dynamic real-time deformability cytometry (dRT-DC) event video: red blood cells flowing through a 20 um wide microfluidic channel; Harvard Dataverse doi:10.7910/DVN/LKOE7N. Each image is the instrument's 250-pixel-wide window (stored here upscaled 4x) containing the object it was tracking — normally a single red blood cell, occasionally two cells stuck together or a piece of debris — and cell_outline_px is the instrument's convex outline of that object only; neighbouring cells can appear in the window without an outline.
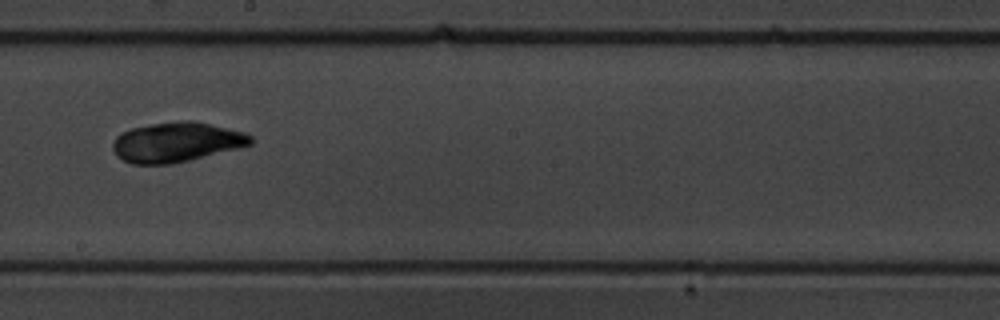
{"species": "common noctule bat (a hibernating species)", "species_latin": "Nyctalus noctula", "temperature_condition": "warm", "stored_images_in_passage": 11, "camera_frame_rate_fps": 3000, "um_per_image_px": 0.085, "animal": {"sex": "male", "body_mass_g": 19.5, "forearm_length_mm": 54.6}, "frame": {"image": 1, "passage_image": 10, "time_ms": 12.333, "image_size_px": [1000, 320], "cell_outline_px": [[252, 144], [172, 164], [132, 164], [116, 156], [112, 148], [112, 144], [116, 136], [132, 128], [152, 124], [176, 120], [192, 120], [244, 132], [252, 136]], "centroid_in_image_um": [14.96, 12.08], "position_along_channel_um": 233.2, "area_um2": 31.67}}
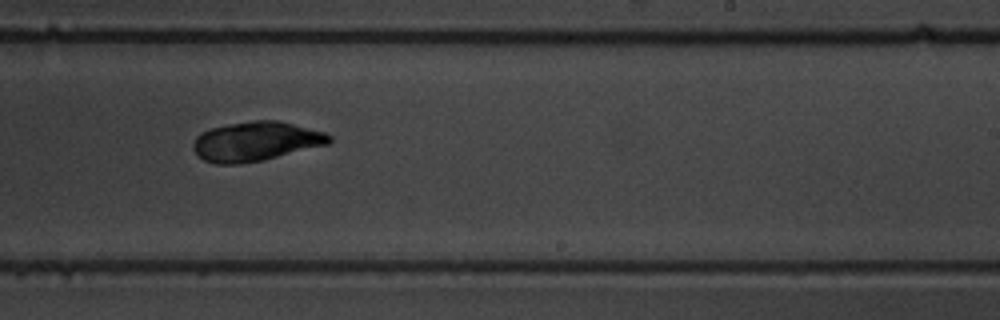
{"frame": {"image": 2, "passage_image": 11, "time_ms": 13.333, "image_size_px": [1000, 320], "cell_outline_px": [[332, 140], [328, 144], [264, 160], [240, 164], [216, 164], [204, 160], [192, 148], [192, 144], [196, 136], [200, 132], [208, 128], [252, 120], [276, 120], [324, 132], [332, 136]], "centroid_in_image_um": [21.72, 12.02], "position_along_channel_um": 267.3, "area_um2": 31.21}}